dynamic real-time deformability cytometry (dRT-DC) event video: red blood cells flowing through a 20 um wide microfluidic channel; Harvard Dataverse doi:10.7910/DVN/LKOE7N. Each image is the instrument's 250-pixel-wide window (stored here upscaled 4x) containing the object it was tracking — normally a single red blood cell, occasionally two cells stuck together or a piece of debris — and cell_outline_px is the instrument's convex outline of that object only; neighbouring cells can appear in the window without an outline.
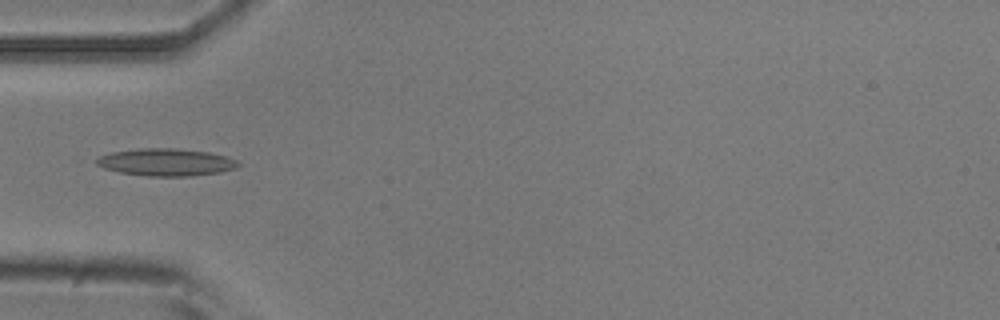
{"species": "common noctule bat (a hibernating species)", "species_latin": "Nyctalus noctula", "temperature_condition": "room temperature", "stored_images_in_passage": 6, "camera_frame_rate_fps": 3000, "um_per_image_px": 0.085, "animal": {"sex": "male", "body_mass_g": 20.5, "forearm_length_mm": 52.5}, "frame": {"image": 1, "passage_image": 5, "time_ms": 4.667, "image_size_px": [1000, 320], "cell_outline_px": [[240, 164], [236, 168], [220, 172], [192, 176], [148, 176], [120, 172], [104, 168], [96, 164], [96, 160], [100, 156], [112, 152], [140, 148], [176, 148], [208, 152], [228, 156], [236, 160]], "centroid_in_image_um": [14.14, 13.78], "position_along_channel_um": 70.9, "area_um2": 22.54}}
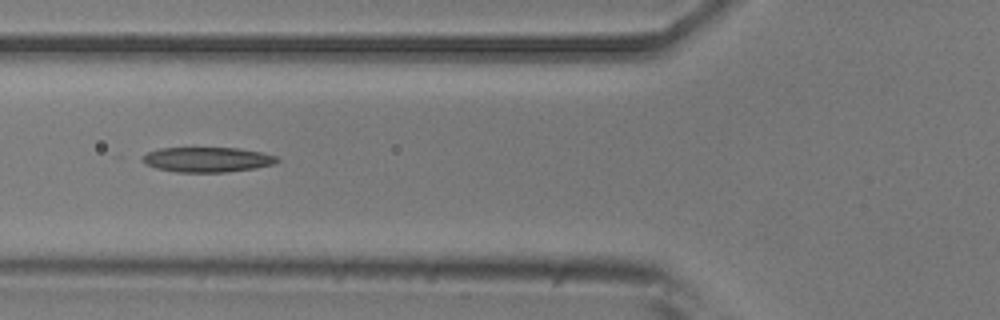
{"frame": {"image": 2, "passage_image": 6, "time_ms": 5.667, "image_size_px": [1000, 320], "cell_outline_px": [[280, 160], [272, 164], [256, 168], [224, 172], [176, 172], [156, 168], [144, 164], [140, 160], [140, 156], [148, 152], [160, 148], [240, 148], [260, 152], [276, 156]], "centroid_in_image_um": [17.56, 13.56], "position_along_channel_um": 108.2, "area_um2": 19.65}}